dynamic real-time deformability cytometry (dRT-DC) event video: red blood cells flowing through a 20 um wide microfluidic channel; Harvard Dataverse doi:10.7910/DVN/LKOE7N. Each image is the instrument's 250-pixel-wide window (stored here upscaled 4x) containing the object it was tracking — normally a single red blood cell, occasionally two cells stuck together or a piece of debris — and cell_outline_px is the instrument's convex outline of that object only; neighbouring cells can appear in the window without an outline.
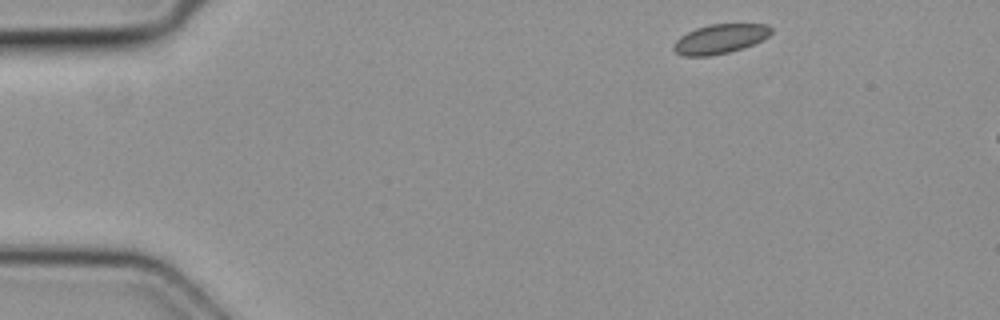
{"species": "common noctule bat (a hibernating species)", "species_latin": "Nyctalus noctula", "temperature_condition": "cold", "stored_images_in_passage": 4, "camera_frame_rate_fps": 3000, "um_per_image_px": 0.085, "animal": {"sex": "female", "body_mass_g": 19.3, "forearm_length_mm": 54.1}, "frame": {"image": 1, "passage_image": 1, "time_ms": 0.0, "image_size_px": [1000, 320], "cell_outline_px": [[772, 32], [764, 40], [744, 48], [728, 52], [708, 56], [684, 56], [676, 52], [672, 48], [676, 40], [680, 36], [696, 28], [708, 24], [768, 24], [772, 28]], "centroid_in_image_um": [61.23, 3.3], "position_along_channel_um": 23.8, "area_um2": 16.82}}